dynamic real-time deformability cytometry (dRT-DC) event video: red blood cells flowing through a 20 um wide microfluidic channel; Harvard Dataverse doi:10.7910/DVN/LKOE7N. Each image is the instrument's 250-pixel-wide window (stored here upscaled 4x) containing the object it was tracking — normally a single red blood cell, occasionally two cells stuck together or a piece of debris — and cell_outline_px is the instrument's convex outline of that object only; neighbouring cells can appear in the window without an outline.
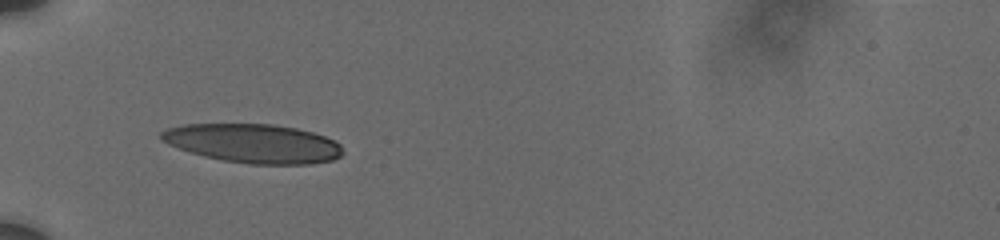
{"species": "human", "species_latin": "Homo sapiens", "temperature_condition": "cold", "stored_images_in_passage": 2, "camera_frame_rate_fps": 3000, "um_per_image_px": 0.085, "donor": {"sex": "male"}, "frame": {"image": 1, "passage_image": 1, "time_ms": 0.0, "image_size_px": [1000, 240], "cell_outline_px": [[344, 152], [340, 156], [332, 160], [308, 164], [248, 164], [224, 160], [204, 156], [168, 144], [160, 140], [160, 132], [168, 128], [184, 124], [272, 124], [296, 128], [312, 132], [336, 140], [340, 144]], "centroid_in_image_um": [21.55, 12.18], "position_along_channel_um": 63.5, "area_um2": 41.15}}